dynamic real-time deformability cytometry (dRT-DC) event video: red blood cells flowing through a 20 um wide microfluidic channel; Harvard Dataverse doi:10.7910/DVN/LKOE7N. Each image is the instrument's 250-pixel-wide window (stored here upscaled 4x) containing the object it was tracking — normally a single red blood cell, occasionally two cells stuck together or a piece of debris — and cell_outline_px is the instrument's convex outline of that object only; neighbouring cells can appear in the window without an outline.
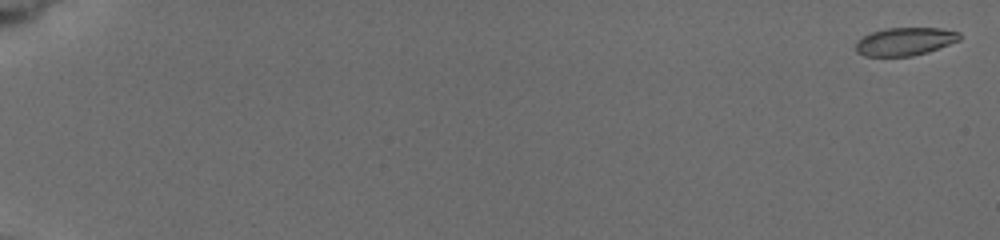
{"species": "common noctule bat (a hibernating species)", "species_latin": "Nyctalus noctula", "temperature_condition": "cold", "stored_images_in_passage": 16, "camera_frame_rate_fps": 3000, "um_per_image_px": 0.085, "animal": {"sex": "female", "body_mass_g": 19.5, "forearm_length_mm": 54.1}, "frame": {"image": 1, "passage_image": 1, "time_ms": 0.0, "image_size_px": [1000, 240], "cell_outline_px": [[960, 40], [928, 52], [912, 56], [864, 56], [856, 52], [856, 40], [872, 32], [884, 28], [940, 28], [960, 32]], "centroid_in_image_um": [76.91, 3.52], "position_along_channel_um": 8.1, "area_um2": 16.99}}
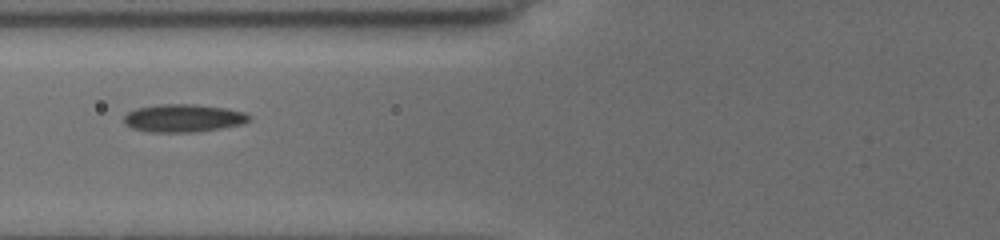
{"frame": {"image": 2, "passage_image": 10, "time_ms": 8.0, "image_size_px": [1000, 240], "cell_outline_px": [[252, 120], [244, 124], [220, 128], [192, 132], [148, 132], [132, 128], [124, 124], [124, 116], [128, 112], [136, 108], [160, 104], [196, 104], [228, 108], [244, 112], [252, 116]], "centroid_in_image_um": [15.62, 10.03], "position_along_channel_um": 110.2, "area_um2": 20.58}}
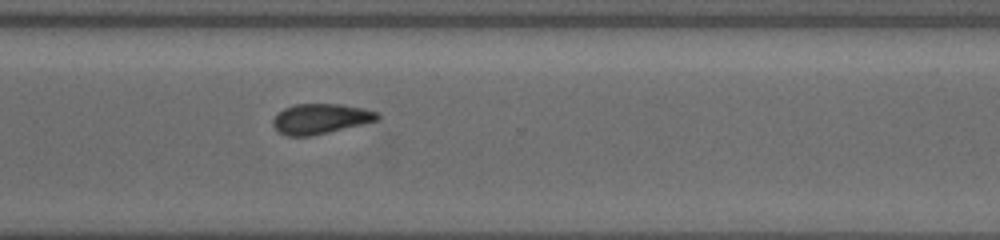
{"frame": {"image": 3, "passage_image": 16, "time_ms": 14.0, "image_size_px": [1000, 240], "cell_outline_px": [[380, 120], [312, 136], [288, 136], [280, 132], [272, 124], [272, 120], [284, 108], [296, 104], [340, 104], [364, 108], [380, 112]], "centroid_in_image_um": [27.3, 10.09], "position_along_channel_um": 343.3, "area_um2": 18.38}}